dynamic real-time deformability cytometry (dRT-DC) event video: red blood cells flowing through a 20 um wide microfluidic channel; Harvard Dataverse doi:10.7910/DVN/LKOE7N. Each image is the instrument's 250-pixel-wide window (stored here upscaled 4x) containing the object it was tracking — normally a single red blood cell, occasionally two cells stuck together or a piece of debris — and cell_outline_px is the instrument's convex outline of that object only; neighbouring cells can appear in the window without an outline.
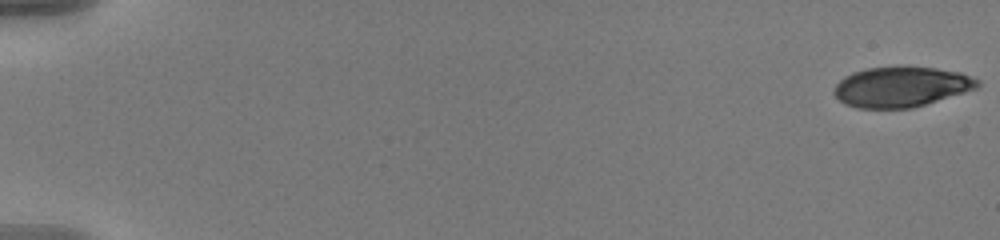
{"species": "human", "species_latin": "Homo sapiens", "temperature_condition": "warm", "stored_images_in_passage": 44, "camera_frame_rate_fps": 3000, "um_per_image_px": 0.085, "donor": {"sex": "male"}, "frame": {"image": 1, "passage_image": 1, "time_ms": 0.0, "image_size_px": [1000, 240], "cell_outline_px": [[980, 84], [976, 88], [964, 92], [912, 108], [856, 108], [844, 104], [832, 92], [832, 88], [844, 76], [852, 72], [868, 68], [896, 64], [900, 64], [936, 68], [960, 72], [980, 80]], "centroid_in_image_um": [76.56, 7.34], "position_along_channel_um": 8.4, "area_um2": 34.28}}
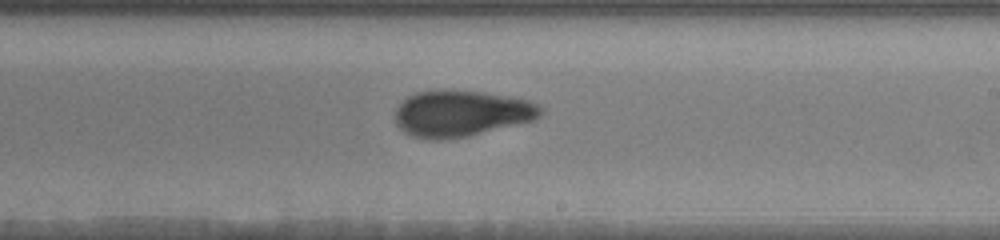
{"frame": {"image": 2, "passage_image": 26, "time_ms": 8.333, "image_size_px": [1000, 240], "cell_outline_px": [[544, 112], [540, 116], [532, 120], [468, 136], [440, 140], [432, 140], [412, 136], [404, 132], [396, 124], [396, 108], [408, 96], [416, 92], [444, 88], [484, 92], [508, 96], [528, 100], [540, 104], [544, 108]], "centroid_in_image_um": [39.2, 9.62], "position_along_channel_um": 249.8, "area_um2": 39.54}}
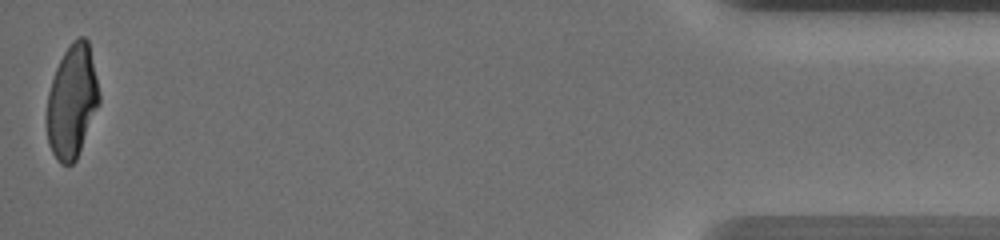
{"frame": {"image": 3, "passage_image": 44, "time_ms": 14.333, "image_size_px": [1000, 240], "cell_outline_px": [[100, 100], [76, 160], [72, 164], [60, 164], [56, 160], [48, 144], [44, 116], [48, 92], [56, 68], [64, 52], [72, 40], [80, 36], [84, 36], [88, 40], [96, 76], [100, 96]], "centroid_in_image_um": [6.08, 8.64], "position_along_channel_um": 429.1, "area_um2": 34.74}, "authors_computed_cell_mechanics": {"area_um2": 37.4544, "velocity_mm_per_s": 3.6466, "shape_relaxation_time_tau1_ms": 4.589, "shape_relaxation_time_tau2_ms": 1.416, "deformation_change_tau1": 0.2027, "deformation_change_tau2": 0.0773}}